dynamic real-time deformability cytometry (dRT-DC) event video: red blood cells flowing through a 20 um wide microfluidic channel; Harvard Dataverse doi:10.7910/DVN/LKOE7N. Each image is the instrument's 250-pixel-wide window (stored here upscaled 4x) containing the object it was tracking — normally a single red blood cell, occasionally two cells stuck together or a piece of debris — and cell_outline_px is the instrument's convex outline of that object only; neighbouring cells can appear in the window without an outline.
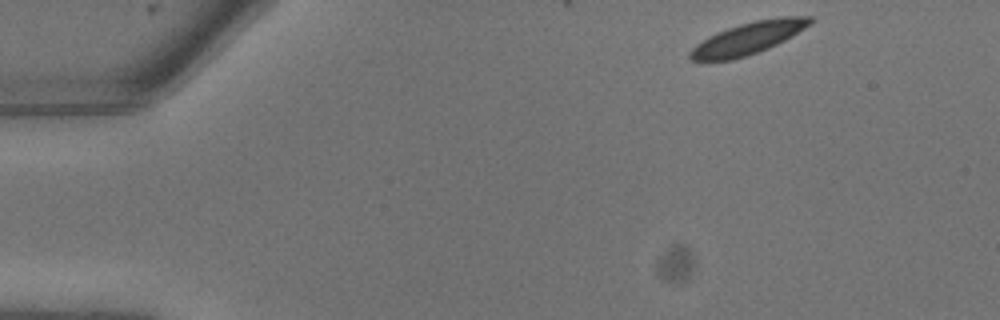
{"species": "common noctule bat (a hibernating species)", "species_latin": "Nyctalus noctula", "temperature_condition": "warm", "stored_images_in_passage": 5, "camera_frame_rate_fps": 3000, "um_per_image_px": 0.085, "animal": {"sex": "male", "body_mass_g": 13.3}, "frame": {"image": 1, "passage_image": 1, "time_ms": 0.0, "image_size_px": [1000, 320], "cell_outline_px": [[812, 24], [792, 36], [768, 48], [732, 60], [688, 60], [688, 52], [696, 44], [716, 32], [740, 24], [756, 20], [780, 16], [812, 16]], "centroid_in_image_um": [63.6, 3.23], "position_along_channel_um": 21.4, "area_um2": 22.25}}